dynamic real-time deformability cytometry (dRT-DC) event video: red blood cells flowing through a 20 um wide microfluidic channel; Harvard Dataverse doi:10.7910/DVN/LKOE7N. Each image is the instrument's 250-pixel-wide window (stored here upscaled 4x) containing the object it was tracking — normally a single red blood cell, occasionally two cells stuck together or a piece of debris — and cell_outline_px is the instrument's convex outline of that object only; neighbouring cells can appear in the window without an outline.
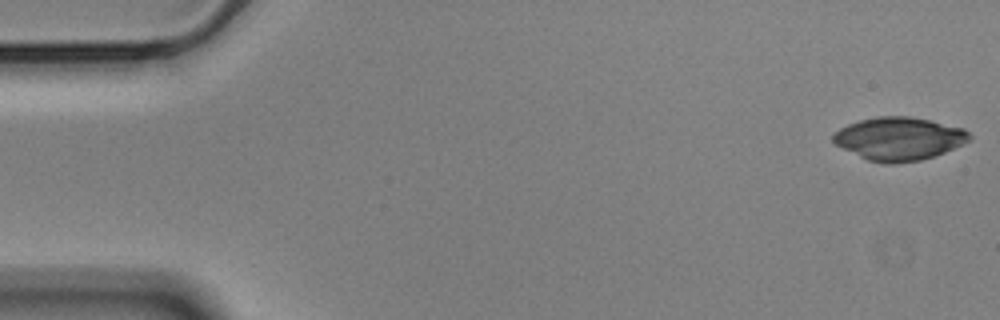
{"species": "Egyptian fruit bat (a non-hibernating species)", "species_latin": "Rousettus aegyptiacus", "temperature_condition": "cold", "stored_images_in_passage": 55, "camera_frame_rate_fps": 3000, "um_per_image_px": 0.085, "animal": {"sex": "male"}, "frame": {"image": 1, "passage_image": 1, "time_ms": 0.0, "image_size_px": [1000, 320], "cell_outline_px": [[972, 140], [944, 152], [920, 160], [892, 164], [884, 164], [868, 160], [836, 144], [832, 140], [832, 136], [840, 128], [848, 124], [860, 120], [876, 116], [908, 116], [928, 120], [964, 128], [972, 136]], "centroid_in_image_um": [76.43, 11.78], "position_along_channel_um": 8.6, "area_um2": 33.93}}